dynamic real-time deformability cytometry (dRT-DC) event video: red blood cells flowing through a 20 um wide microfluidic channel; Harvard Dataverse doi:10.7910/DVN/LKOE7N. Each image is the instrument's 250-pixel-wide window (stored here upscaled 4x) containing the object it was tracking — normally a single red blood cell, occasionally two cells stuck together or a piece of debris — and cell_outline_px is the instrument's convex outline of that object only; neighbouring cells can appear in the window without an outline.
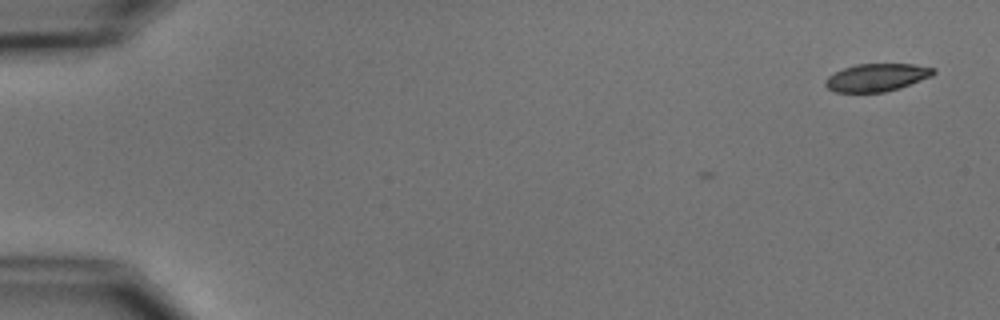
{"species": "common noctule bat (a hibernating species)", "species_latin": "Nyctalus noctula", "temperature_condition": "cold", "stored_images_in_passage": 6, "camera_frame_rate_fps": 3000, "um_per_image_px": 0.085, "animal": {"sex": "male", "body_mass_g": 15.6}, "frame": {"image": 1, "passage_image": 1, "time_ms": 0.0, "image_size_px": [1000, 320], "cell_outline_px": [[936, 72], [932, 76], [900, 88], [884, 92], [836, 92], [828, 88], [824, 84], [824, 80], [828, 76], [844, 68], [856, 64], [916, 64], [936, 68]], "centroid_in_image_um": [74.55, 6.58], "position_along_channel_um": 10.5, "area_um2": 17.51}}
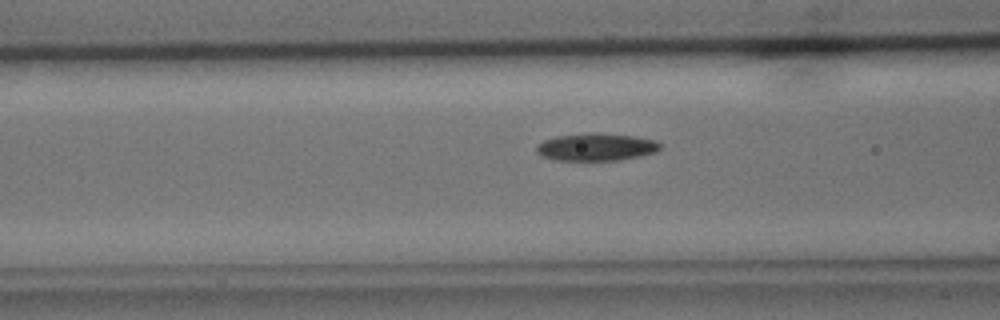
{"frame": {"image": 2, "passage_image": 6, "time_ms": 6.667, "image_size_px": [1000, 320], "cell_outline_px": [[664, 148], [656, 152], [640, 156], [620, 160], [552, 160], [540, 156], [536, 152], [536, 144], [544, 140], [556, 136], [592, 132], [600, 132], [636, 136], [656, 140], [664, 144]], "centroid_in_image_um": [50.72, 12.49], "position_along_channel_um": 115.9, "area_um2": 20.4}}